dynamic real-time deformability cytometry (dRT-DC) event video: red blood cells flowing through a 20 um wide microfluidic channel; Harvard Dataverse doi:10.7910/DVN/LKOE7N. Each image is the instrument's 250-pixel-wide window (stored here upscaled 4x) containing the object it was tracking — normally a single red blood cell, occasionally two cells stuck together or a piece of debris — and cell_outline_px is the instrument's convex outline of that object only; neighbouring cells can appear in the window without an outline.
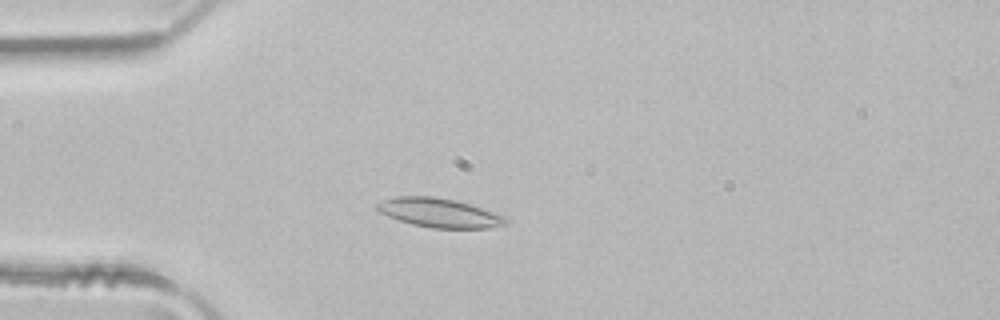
{"species": "common noctule bat (a hibernating species)", "species_latin": "Nyctalus noctula", "temperature_condition": "room temperature", "stored_images_in_passage": 2, "camera_frame_rate_fps": 3000, "um_per_image_px": 0.085, "animal": {"sex": "male", "body_mass_g": 21.5, "forearm_length_mm": 52.0}, "frame": {"image": 1, "passage_image": 2, "time_ms": 0.333, "image_size_px": [1000, 320], "cell_outline_px": [[508, 224], [488, 228], [432, 228], [412, 224], [388, 216], [372, 208], [376, 204], [384, 200], [396, 196], [432, 196], [456, 200], [504, 216], [508, 220]], "centroid_in_image_um": [37.3, 18.09], "position_along_channel_um": 47.7, "area_um2": 21.68}}